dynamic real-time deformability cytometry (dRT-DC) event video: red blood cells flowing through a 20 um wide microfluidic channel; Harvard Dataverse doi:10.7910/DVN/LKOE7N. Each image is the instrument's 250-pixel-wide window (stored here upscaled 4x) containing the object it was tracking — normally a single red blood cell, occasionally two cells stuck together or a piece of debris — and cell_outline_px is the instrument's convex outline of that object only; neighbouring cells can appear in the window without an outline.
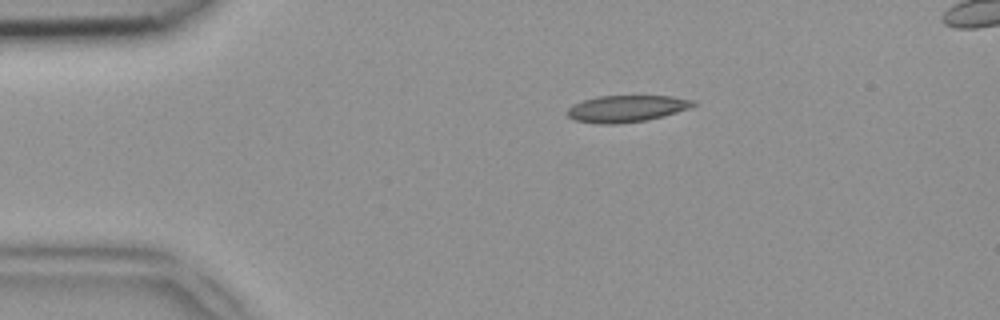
{"species": "common noctule bat (a hibernating species)", "species_latin": "Nyctalus noctula", "temperature_condition": "room temperature", "stored_images_in_passage": 44, "segment_of_instrument_passage": [1, 2], "camera_frame_rate_fps": 3000, "um_per_image_px": 0.085, "animal": {"sex": "female", "body_mass_g": 18.4}, "frame": {"image": 1, "passage_image": 4, "time_ms": 1.0, "image_size_px": [1000, 320], "cell_outline_px": [[696, 104], [688, 108], [664, 116], [648, 120], [616, 124], [596, 124], [576, 120], [568, 116], [564, 112], [572, 104], [596, 96], [672, 96], [696, 100]], "centroid_in_image_um": [53.23, 9.23], "position_along_channel_um": 31.8, "area_um2": 19.77}}
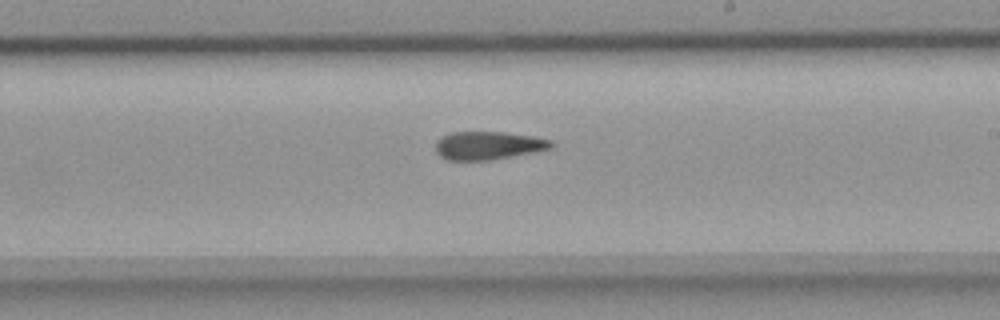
{"frame": {"image": 2, "passage_image": 23, "time_ms": 7.333, "image_size_px": [1000, 320], "cell_outline_px": [[556, 144], [552, 148], [536, 152], [488, 160], [448, 160], [440, 156], [436, 152], [436, 140], [452, 132], [504, 132], [532, 136], [552, 140]], "centroid_in_image_um": [41.54, 12.37], "position_along_channel_um": 247.5, "area_um2": 19.02}}
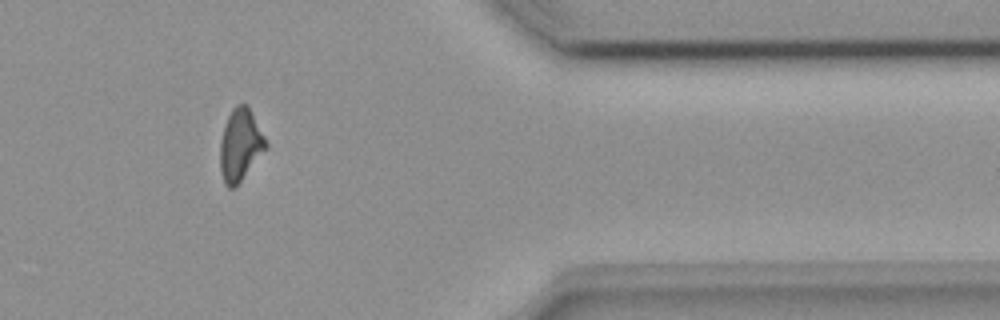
{"frame": {"image": 3, "passage_image": 35, "time_ms": 11.333, "image_size_px": [1000, 320], "cell_outline_px": [[268, 148], [236, 188], [228, 188], [224, 184], [220, 172], [220, 144], [224, 124], [232, 108], [236, 104], [248, 104], [268, 144]], "centroid_in_image_um": [20.43, 12.35], "position_along_channel_um": 391.0, "area_um2": 19.65}}